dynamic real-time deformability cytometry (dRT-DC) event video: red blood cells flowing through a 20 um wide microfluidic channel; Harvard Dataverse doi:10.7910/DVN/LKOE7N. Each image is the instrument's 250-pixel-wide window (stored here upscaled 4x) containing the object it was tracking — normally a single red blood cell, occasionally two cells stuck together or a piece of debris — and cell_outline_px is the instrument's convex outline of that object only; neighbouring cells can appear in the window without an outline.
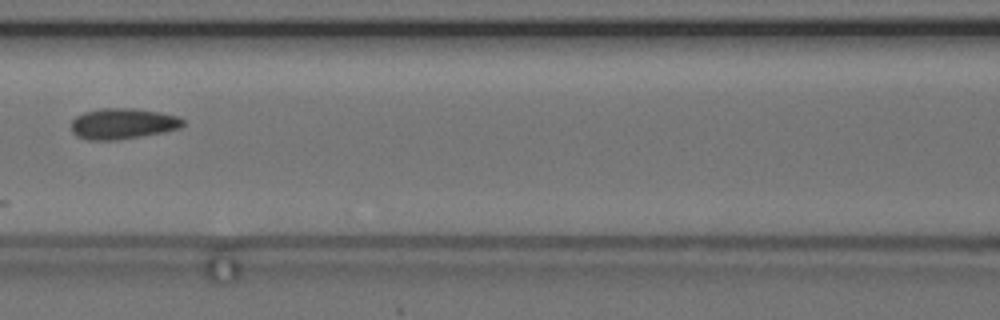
{"species": "common noctule bat (a hibernating species)", "species_latin": "Nyctalus noctula", "temperature_condition": "cold", "stored_images_in_passage": 6, "camera_frame_rate_fps": 3000, "um_per_image_px": 0.085, "animal": {"sex": "female", "body_mass_g": 24.6, "forearm_length_mm": 56.2}, "frame": {"image": 1, "passage_image": 6, "time_ms": 5.667, "image_size_px": [1000, 320], "cell_outline_px": [[184, 124], [180, 128], [164, 132], [116, 140], [88, 140], [76, 136], [72, 132], [72, 120], [76, 116], [84, 112], [100, 108], [132, 108], [160, 112], [180, 116], [184, 120]], "centroid_in_image_um": [10.44, 10.51], "position_along_channel_um": 156.2, "area_um2": 20.17}}